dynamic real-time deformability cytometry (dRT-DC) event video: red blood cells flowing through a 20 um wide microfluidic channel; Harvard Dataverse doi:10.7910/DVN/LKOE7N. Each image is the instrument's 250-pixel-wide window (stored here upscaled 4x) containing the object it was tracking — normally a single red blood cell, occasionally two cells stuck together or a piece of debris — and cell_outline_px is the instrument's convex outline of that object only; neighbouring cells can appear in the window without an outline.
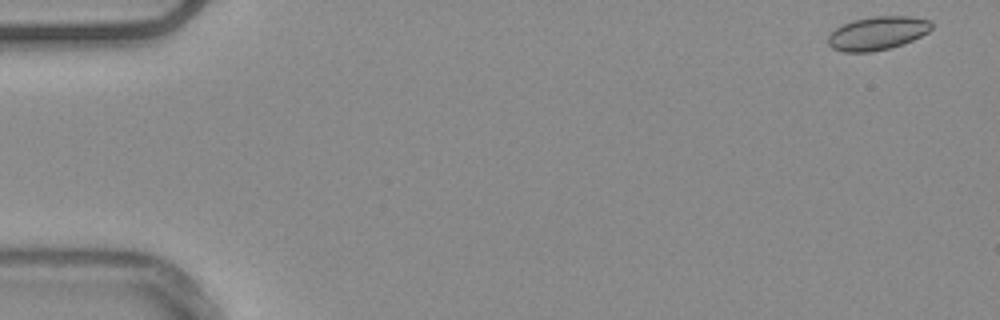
{"species": "common noctule bat (a hibernating species)", "species_latin": "Nyctalus noctula", "temperature_condition": "warm", "stored_images_in_passage": 16, "camera_frame_rate_fps": 3000, "um_per_image_px": 0.085, "animal": {"sex": "male", "body_mass_g": 20.4}, "frame": {"image": 1, "passage_image": 1, "time_ms": 0.0, "image_size_px": [1000, 320], "cell_outline_px": [[932, 28], [928, 32], [912, 40], [888, 48], [872, 52], [844, 52], [832, 48], [828, 44], [828, 36], [836, 28], [852, 20], [872, 16], [908, 16], [932, 20]], "centroid_in_image_um": [74.58, 2.81], "position_along_channel_um": 10.4, "area_um2": 20.11}}
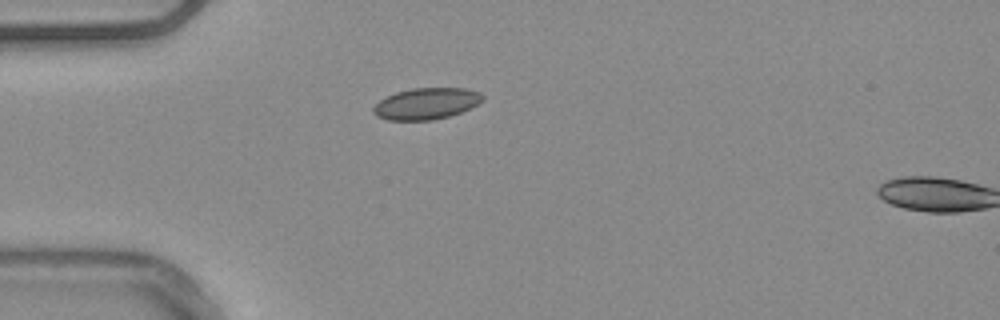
{"frame": {"image": 2, "passage_image": 14, "time_ms": 4.333, "image_size_px": [1000, 320], "cell_outline_px": [[484, 100], [460, 112], [448, 116], [432, 120], [388, 120], [376, 116], [372, 112], [372, 108], [380, 100], [396, 92], [412, 88], [468, 88], [480, 92], [484, 96]], "centroid_in_image_um": [36.23, 8.8], "position_along_channel_um": 48.8, "area_um2": 19.94}}